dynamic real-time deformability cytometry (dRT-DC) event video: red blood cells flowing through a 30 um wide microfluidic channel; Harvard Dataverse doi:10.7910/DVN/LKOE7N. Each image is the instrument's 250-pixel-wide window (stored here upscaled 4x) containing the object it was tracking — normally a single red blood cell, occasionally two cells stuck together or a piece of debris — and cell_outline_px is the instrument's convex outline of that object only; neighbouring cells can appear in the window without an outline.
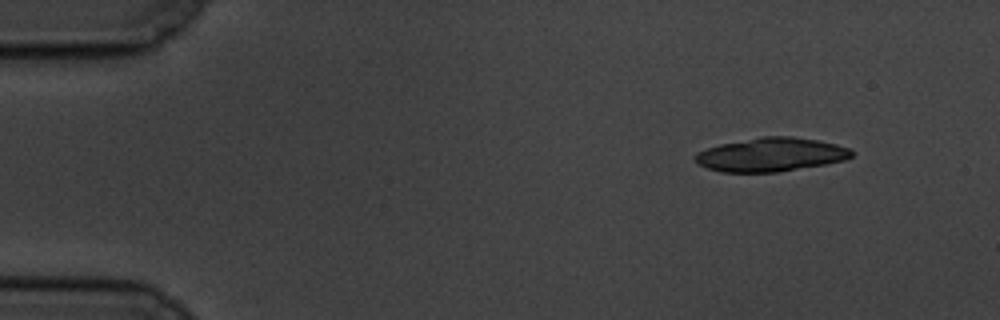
{"species": "common noctule bat (a hibernating species)", "species_latin": "Nyctalus noctula", "temperature_condition": "cold", "stored_images_in_passage": 18, "camera_frame_rate_fps": 3000, "um_per_image_px": 0.085, "animal": {"sex": "male", "body_mass_g": 19.5, "forearm_length_mm": 54.6}, "frame": {"image": 1, "passage_image": 1, "time_ms": 0.0, "image_size_px": [1000, 320], "cell_outline_px": [[852, 156], [844, 160], [824, 164], [776, 172], [720, 172], [708, 168], [700, 164], [692, 156], [696, 152], [720, 144], [764, 136], [792, 136], [816, 140], [836, 144], [848, 148], [852, 152]], "centroid_in_image_um": [65.5, 13.14], "position_along_channel_um": 19.5, "area_um2": 30.4}}